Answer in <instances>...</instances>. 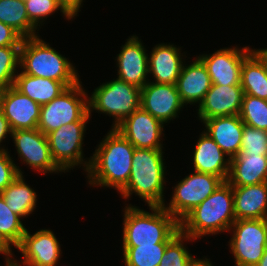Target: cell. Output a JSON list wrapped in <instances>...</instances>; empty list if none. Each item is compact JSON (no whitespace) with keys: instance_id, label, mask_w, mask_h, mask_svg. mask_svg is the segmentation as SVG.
Returning a JSON list of instances; mask_svg holds the SVG:
<instances>
[{"instance_id":"6da1fadb","label":"cell","mask_w":267,"mask_h":266,"mask_svg":"<svg viewBox=\"0 0 267 266\" xmlns=\"http://www.w3.org/2000/svg\"><path fill=\"white\" fill-rule=\"evenodd\" d=\"M134 150L135 147L117 129L112 128L89 158V183L115 187L119 192L128 183Z\"/></svg>"},{"instance_id":"7a4b0ae2","label":"cell","mask_w":267,"mask_h":266,"mask_svg":"<svg viewBox=\"0 0 267 266\" xmlns=\"http://www.w3.org/2000/svg\"><path fill=\"white\" fill-rule=\"evenodd\" d=\"M235 220L233 188L227 181H223L179 224L180 231L195 240L206 234L229 231Z\"/></svg>"},{"instance_id":"3957f363","label":"cell","mask_w":267,"mask_h":266,"mask_svg":"<svg viewBox=\"0 0 267 266\" xmlns=\"http://www.w3.org/2000/svg\"><path fill=\"white\" fill-rule=\"evenodd\" d=\"M152 213L128 205L124 211L123 247L169 243L179 232V221L163 206H150Z\"/></svg>"},{"instance_id":"277c9868","label":"cell","mask_w":267,"mask_h":266,"mask_svg":"<svg viewBox=\"0 0 267 266\" xmlns=\"http://www.w3.org/2000/svg\"><path fill=\"white\" fill-rule=\"evenodd\" d=\"M162 149L135 148L128 183L119 191L123 198L135 193L148 206H164L165 165Z\"/></svg>"},{"instance_id":"5b68a950","label":"cell","mask_w":267,"mask_h":266,"mask_svg":"<svg viewBox=\"0 0 267 266\" xmlns=\"http://www.w3.org/2000/svg\"><path fill=\"white\" fill-rule=\"evenodd\" d=\"M20 68L27 75L62 82L67 88L79 80L77 70L66 57L37 36L23 38L20 49Z\"/></svg>"},{"instance_id":"8992f818","label":"cell","mask_w":267,"mask_h":266,"mask_svg":"<svg viewBox=\"0 0 267 266\" xmlns=\"http://www.w3.org/2000/svg\"><path fill=\"white\" fill-rule=\"evenodd\" d=\"M88 97L81 82L65 89L58 97L40 108L37 129L45 135L75 121H88Z\"/></svg>"},{"instance_id":"52a82bcc","label":"cell","mask_w":267,"mask_h":266,"mask_svg":"<svg viewBox=\"0 0 267 266\" xmlns=\"http://www.w3.org/2000/svg\"><path fill=\"white\" fill-rule=\"evenodd\" d=\"M141 88L115 79L97 87L88 98V112L91 109L108 114L115 118V128L126 117L140 108Z\"/></svg>"},{"instance_id":"ba28073f","label":"cell","mask_w":267,"mask_h":266,"mask_svg":"<svg viewBox=\"0 0 267 266\" xmlns=\"http://www.w3.org/2000/svg\"><path fill=\"white\" fill-rule=\"evenodd\" d=\"M230 249L236 266H256L267 248V219L235 220Z\"/></svg>"},{"instance_id":"9c48e42d","label":"cell","mask_w":267,"mask_h":266,"mask_svg":"<svg viewBox=\"0 0 267 266\" xmlns=\"http://www.w3.org/2000/svg\"><path fill=\"white\" fill-rule=\"evenodd\" d=\"M222 182L223 180L216 175L194 171L175 186L169 207L164 205L163 208L180 222Z\"/></svg>"},{"instance_id":"30bf717a","label":"cell","mask_w":267,"mask_h":266,"mask_svg":"<svg viewBox=\"0 0 267 266\" xmlns=\"http://www.w3.org/2000/svg\"><path fill=\"white\" fill-rule=\"evenodd\" d=\"M88 121H75L47 134L50 153L56 166L65 172L68 169L84 164L88 171L90 160H83V137ZM84 162V163H83Z\"/></svg>"},{"instance_id":"8fae6325","label":"cell","mask_w":267,"mask_h":266,"mask_svg":"<svg viewBox=\"0 0 267 266\" xmlns=\"http://www.w3.org/2000/svg\"><path fill=\"white\" fill-rule=\"evenodd\" d=\"M11 137L17 153L24 163L32 169L45 173L62 172L54 163L47 135L39 129H23L12 131Z\"/></svg>"},{"instance_id":"7c38bea8","label":"cell","mask_w":267,"mask_h":266,"mask_svg":"<svg viewBox=\"0 0 267 266\" xmlns=\"http://www.w3.org/2000/svg\"><path fill=\"white\" fill-rule=\"evenodd\" d=\"M164 125L141 107L126 117L117 129L135 148L162 149Z\"/></svg>"},{"instance_id":"4fadbf2b","label":"cell","mask_w":267,"mask_h":266,"mask_svg":"<svg viewBox=\"0 0 267 266\" xmlns=\"http://www.w3.org/2000/svg\"><path fill=\"white\" fill-rule=\"evenodd\" d=\"M253 50L249 47L241 49L232 47L217 50L212 55H199L205 65L212 84L240 85L243 60Z\"/></svg>"},{"instance_id":"5bb4252c","label":"cell","mask_w":267,"mask_h":266,"mask_svg":"<svg viewBox=\"0 0 267 266\" xmlns=\"http://www.w3.org/2000/svg\"><path fill=\"white\" fill-rule=\"evenodd\" d=\"M183 106L176 84L148 82L141 88L140 107L163 124L176 118Z\"/></svg>"},{"instance_id":"9a60e30c","label":"cell","mask_w":267,"mask_h":266,"mask_svg":"<svg viewBox=\"0 0 267 266\" xmlns=\"http://www.w3.org/2000/svg\"><path fill=\"white\" fill-rule=\"evenodd\" d=\"M41 106L14 86L2 89L1 111L12 131L35 129L40 119Z\"/></svg>"},{"instance_id":"2e32d148","label":"cell","mask_w":267,"mask_h":266,"mask_svg":"<svg viewBox=\"0 0 267 266\" xmlns=\"http://www.w3.org/2000/svg\"><path fill=\"white\" fill-rule=\"evenodd\" d=\"M16 248L24 257L22 263L27 266H56L61 255L60 243L54 233L47 229L33 235L26 230Z\"/></svg>"},{"instance_id":"e0dca14e","label":"cell","mask_w":267,"mask_h":266,"mask_svg":"<svg viewBox=\"0 0 267 266\" xmlns=\"http://www.w3.org/2000/svg\"><path fill=\"white\" fill-rule=\"evenodd\" d=\"M243 95L241 85L212 84L198 106L199 119L204 122L213 117L239 115Z\"/></svg>"},{"instance_id":"ac0fdd59","label":"cell","mask_w":267,"mask_h":266,"mask_svg":"<svg viewBox=\"0 0 267 266\" xmlns=\"http://www.w3.org/2000/svg\"><path fill=\"white\" fill-rule=\"evenodd\" d=\"M148 57L138 37H129L117 56L118 79L143 88L148 83Z\"/></svg>"},{"instance_id":"d6986e66","label":"cell","mask_w":267,"mask_h":266,"mask_svg":"<svg viewBox=\"0 0 267 266\" xmlns=\"http://www.w3.org/2000/svg\"><path fill=\"white\" fill-rule=\"evenodd\" d=\"M203 123L205 132L230 159L240 153L244 123L239 115L213 117Z\"/></svg>"},{"instance_id":"ffe728a7","label":"cell","mask_w":267,"mask_h":266,"mask_svg":"<svg viewBox=\"0 0 267 266\" xmlns=\"http://www.w3.org/2000/svg\"><path fill=\"white\" fill-rule=\"evenodd\" d=\"M193 153V166L195 172L210 173L227 181L230 171L231 159L218 144L208 135L202 132Z\"/></svg>"},{"instance_id":"44dd1931","label":"cell","mask_w":267,"mask_h":266,"mask_svg":"<svg viewBox=\"0 0 267 266\" xmlns=\"http://www.w3.org/2000/svg\"><path fill=\"white\" fill-rule=\"evenodd\" d=\"M211 86V78L199 58L188 66L183 64L176 87L184 105L197 102L200 104Z\"/></svg>"},{"instance_id":"7402d4cb","label":"cell","mask_w":267,"mask_h":266,"mask_svg":"<svg viewBox=\"0 0 267 266\" xmlns=\"http://www.w3.org/2000/svg\"><path fill=\"white\" fill-rule=\"evenodd\" d=\"M232 188L236 220L267 219V182Z\"/></svg>"},{"instance_id":"603a6c76","label":"cell","mask_w":267,"mask_h":266,"mask_svg":"<svg viewBox=\"0 0 267 266\" xmlns=\"http://www.w3.org/2000/svg\"><path fill=\"white\" fill-rule=\"evenodd\" d=\"M180 52V48L170 44H159L152 49L148 66L155 83L176 84L183 67Z\"/></svg>"},{"instance_id":"cb8c5ba5","label":"cell","mask_w":267,"mask_h":266,"mask_svg":"<svg viewBox=\"0 0 267 266\" xmlns=\"http://www.w3.org/2000/svg\"><path fill=\"white\" fill-rule=\"evenodd\" d=\"M227 182L231 186L267 182V155H237L231 158Z\"/></svg>"},{"instance_id":"d4e9b609","label":"cell","mask_w":267,"mask_h":266,"mask_svg":"<svg viewBox=\"0 0 267 266\" xmlns=\"http://www.w3.org/2000/svg\"><path fill=\"white\" fill-rule=\"evenodd\" d=\"M240 85L244 94L267 100V61L256 49L243 60Z\"/></svg>"},{"instance_id":"484cf974","label":"cell","mask_w":267,"mask_h":266,"mask_svg":"<svg viewBox=\"0 0 267 266\" xmlns=\"http://www.w3.org/2000/svg\"><path fill=\"white\" fill-rule=\"evenodd\" d=\"M13 86L40 106L52 101L67 89L62 82L27 75L22 71L16 75Z\"/></svg>"},{"instance_id":"4316f807","label":"cell","mask_w":267,"mask_h":266,"mask_svg":"<svg viewBox=\"0 0 267 266\" xmlns=\"http://www.w3.org/2000/svg\"><path fill=\"white\" fill-rule=\"evenodd\" d=\"M23 175H18L0 194L7 206L20 217L31 214L37 201L36 192L27 185Z\"/></svg>"},{"instance_id":"83f0119b","label":"cell","mask_w":267,"mask_h":266,"mask_svg":"<svg viewBox=\"0 0 267 266\" xmlns=\"http://www.w3.org/2000/svg\"><path fill=\"white\" fill-rule=\"evenodd\" d=\"M0 22L12 27L23 38L37 36L30 22L24 0H0Z\"/></svg>"},{"instance_id":"f1b7e54d","label":"cell","mask_w":267,"mask_h":266,"mask_svg":"<svg viewBox=\"0 0 267 266\" xmlns=\"http://www.w3.org/2000/svg\"><path fill=\"white\" fill-rule=\"evenodd\" d=\"M168 243L123 247L126 266H159Z\"/></svg>"},{"instance_id":"f546056e","label":"cell","mask_w":267,"mask_h":266,"mask_svg":"<svg viewBox=\"0 0 267 266\" xmlns=\"http://www.w3.org/2000/svg\"><path fill=\"white\" fill-rule=\"evenodd\" d=\"M239 116L244 124L267 131V100L244 94Z\"/></svg>"},{"instance_id":"4dcf8cb0","label":"cell","mask_w":267,"mask_h":266,"mask_svg":"<svg viewBox=\"0 0 267 266\" xmlns=\"http://www.w3.org/2000/svg\"><path fill=\"white\" fill-rule=\"evenodd\" d=\"M20 218L18 214L12 212L0 194V234L14 247L21 243L27 230Z\"/></svg>"},{"instance_id":"1f68e13d","label":"cell","mask_w":267,"mask_h":266,"mask_svg":"<svg viewBox=\"0 0 267 266\" xmlns=\"http://www.w3.org/2000/svg\"><path fill=\"white\" fill-rule=\"evenodd\" d=\"M21 46L0 47V88L14 85L16 68L20 66Z\"/></svg>"},{"instance_id":"d6a6232c","label":"cell","mask_w":267,"mask_h":266,"mask_svg":"<svg viewBox=\"0 0 267 266\" xmlns=\"http://www.w3.org/2000/svg\"><path fill=\"white\" fill-rule=\"evenodd\" d=\"M191 240L181 231L167 244L159 266H187L191 254L185 248L183 241Z\"/></svg>"},{"instance_id":"836d02e7","label":"cell","mask_w":267,"mask_h":266,"mask_svg":"<svg viewBox=\"0 0 267 266\" xmlns=\"http://www.w3.org/2000/svg\"><path fill=\"white\" fill-rule=\"evenodd\" d=\"M238 155H267V131L244 124Z\"/></svg>"},{"instance_id":"e575fe53","label":"cell","mask_w":267,"mask_h":266,"mask_svg":"<svg viewBox=\"0 0 267 266\" xmlns=\"http://www.w3.org/2000/svg\"><path fill=\"white\" fill-rule=\"evenodd\" d=\"M24 2L28 18L36 28L43 22V18H47L48 15L59 9L68 20L73 19L60 5L59 0H24Z\"/></svg>"},{"instance_id":"d590c367","label":"cell","mask_w":267,"mask_h":266,"mask_svg":"<svg viewBox=\"0 0 267 266\" xmlns=\"http://www.w3.org/2000/svg\"><path fill=\"white\" fill-rule=\"evenodd\" d=\"M8 151H0V193L20 174Z\"/></svg>"},{"instance_id":"8d00e7d4","label":"cell","mask_w":267,"mask_h":266,"mask_svg":"<svg viewBox=\"0 0 267 266\" xmlns=\"http://www.w3.org/2000/svg\"><path fill=\"white\" fill-rule=\"evenodd\" d=\"M23 37L12 27L0 22V47L21 46Z\"/></svg>"},{"instance_id":"74e56055","label":"cell","mask_w":267,"mask_h":266,"mask_svg":"<svg viewBox=\"0 0 267 266\" xmlns=\"http://www.w3.org/2000/svg\"><path fill=\"white\" fill-rule=\"evenodd\" d=\"M83 0H59L60 5L64 8V10L73 18L77 16V12L80 10V6H82Z\"/></svg>"},{"instance_id":"f35d334b","label":"cell","mask_w":267,"mask_h":266,"mask_svg":"<svg viewBox=\"0 0 267 266\" xmlns=\"http://www.w3.org/2000/svg\"><path fill=\"white\" fill-rule=\"evenodd\" d=\"M7 134H12V130L9 126L8 120L0 110V143L6 138ZM0 151H6V149L0 147Z\"/></svg>"},{"instance_id":"ab89813d","label":"cell","mask_w":267,"mask_h":266,"mask_svg":"<svg viewBox=\"0 0 267 266\" xmlns=\"http://www.w3.org/2000/svg\"><path fill=\"white\" fill-rule=\"evenodd\" d=\"M0 253L6 256V261L11 260L12 258V250L11 245L5 240V238L0 234Z\"/></svg>"},{"instance_id":"60d3db41","label":"cell","mask_w":267,"mask_h":266,"mask_svg":"<svg viewBox=\"0 0 267 266\" xmlns=\"http://www.w3.org/2000/svg\"><path fill=\"white\" fill-rule=\"evenodd\" d=\"M187 266H212L209 259H195L193 256L188 260Z\"/></svg>"},{"instance_id":"b9f144b4","label":"cell","mask_w":267,"mask_h":266,"mask_svg":"<svg viewBox=\"0 0 267 266\" xmlns=\"http://www.w3.org/2000/svg\"><path fill=\"white\" fill-rule=\"evenodd\" d=\"M256 266H267V248Z\"/></svg>"},{"instance_id":"7bdbcfd3","label":"cell","mask_w":267,"mask_h":266,"mask_svg":"<svg viewBox=\"0 0 267 266\" xmlns=\"http://www.w3.org/2000/svg\"><path fill=\"white\" fill-rule=\"evenodd\" d=\"M5 266H20L16 260H7Z\"/></svg>"},{"instance_id":"ee69618b","label":"cell","mask_w":267,"mask_h":266,"mask_svg":"<svg viewBox=\"0 0 267 266\" xmlns=\"http://www.w3.org/2000/svg\"><path fill=\"white\" fill-rule=\"evenodd\" d=\"M261 56L267 61V49H257Z\"/></svg>"},{"instance_id":"f6af8a7d","label":"cell","mask_w":267,"mask_h":266,"mask_svg":"<svg viewBox=\"0 0 267 266\" xmlns=\"http://www.w3.org/2000/svg\"><path fill=\"white\" fill-rule=\"evenodd\" d=\"M1 98H2V89L0 88V110H1Z\"/></svg>"}]
</instances>
